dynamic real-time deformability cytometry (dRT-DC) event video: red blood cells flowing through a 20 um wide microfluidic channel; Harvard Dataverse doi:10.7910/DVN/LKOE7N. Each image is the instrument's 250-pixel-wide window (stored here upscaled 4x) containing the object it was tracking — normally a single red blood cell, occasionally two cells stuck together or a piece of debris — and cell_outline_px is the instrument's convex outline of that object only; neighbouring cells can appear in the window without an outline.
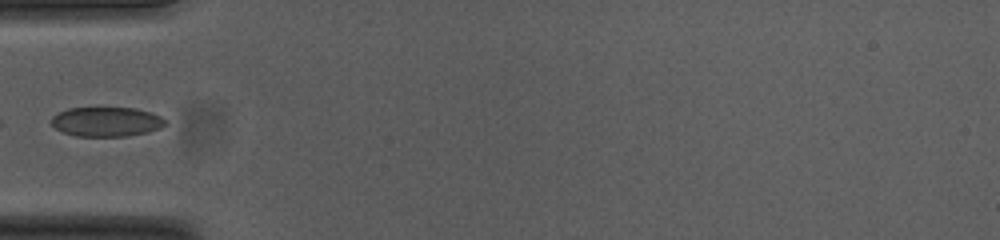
{"species": "common noctule bat (a hibernating species)", "species_latin": "Nyctalus noctula", "temperature_condition": "cold", "stored_images_in_passage": 14, "camera_frame_rate_fps": 3000, "um_per_image_px": 0.085, "animal": {"sex": "female", "body_mass_g": 23.0, "forearm_length_mm": 53.4}, "frame": {"image": 1, "passage_image": 1, "time_ms": 0.0, "image_size_px": [1000, 240], "cell_outline_px": [[168, 124], [160, 128], [148, 132], [128, 136], [76, 136], [64, 132], [56, 128], [52, 124], [52, 116], [68, 108], [136, 108], [152, 112], [168, 120]], "centroid_in_image_um": [9.12, 10.34], "position_along_channel_um": 75.9, "area_um2": 19.65}}
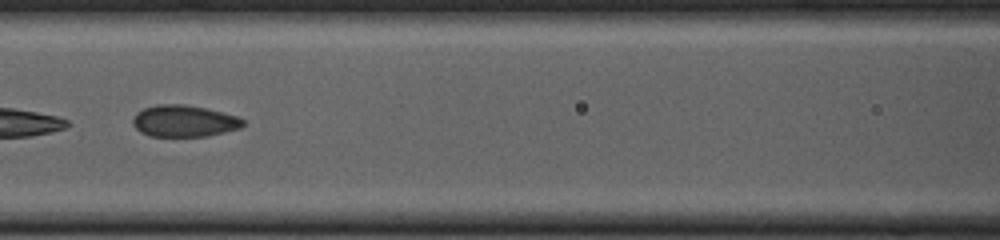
{"frame": {"image": 2, "passage_image": 7, "time_ms": 2.0, "image_size_px": [1000, 240], "cell_outline_px": [[244, 124], [240, 128], [208, 136], [148, 136], [140, 132], [132, 124], [132, 120], [136, 112], [144, 108], [156, 104], [184, 104], [208, 108], [236, 116], [244, 120]], "centroid_in_image_um": [15.62, 10.28], "position_along_channel_um": 151.0, "area_um2": 20.46}}
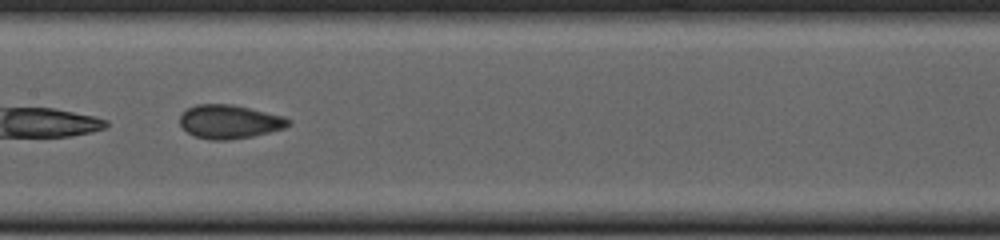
{"frame": {"image": 3, "passage_image": 10, "time_ms": 3.0, "image_size_px": [1000, 240], "cell_outline_px": [[292, 124], [284, 128], [252, 136], [228, 140], [208, 140], [192, 136], [180, 124], [180, 116], [188, 108], [196, 104], [232, 104], [284, 116], [292, 120]], "centroid_in_image_um": [19.51, 10.35], "position_along_channel_um": 187.9, "area_um2": 21.39}}